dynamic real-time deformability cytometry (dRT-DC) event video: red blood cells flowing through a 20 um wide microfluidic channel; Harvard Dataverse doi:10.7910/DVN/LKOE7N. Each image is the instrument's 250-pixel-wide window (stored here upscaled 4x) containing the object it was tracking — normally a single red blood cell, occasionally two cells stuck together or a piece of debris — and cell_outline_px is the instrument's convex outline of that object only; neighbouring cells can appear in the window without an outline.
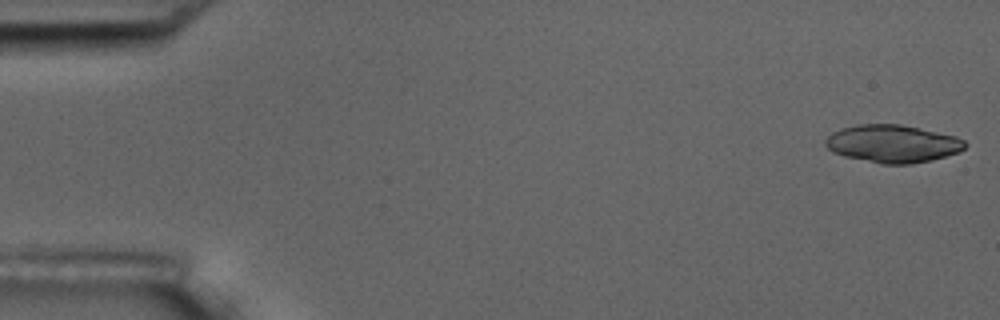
{"species": "common noctule bat (a hibernating species)", "species_latin": "Nyctalus noctula", "temperature_condition": "room temperature", "stored_images_in_passage": 6, "camera_frame_rate_fps": 3000, "um_per_image_px": 0.085, "animal": {"sex": "male", "body_mass_g": 17.5, "forearm_length_mm": 52.3}, "frame": {"image": 1, "passage_image": 1, "time_ms": 0.0, "image_size_px": [1000, 320], "cell_outline_px": [[968, 144], [960, 152], [932, 160], [912, 164], [880, 164], [844, 156], [832, 152], [824, 144], [824, 140], [832, 132], [840, 128], [856, 124], [900, 124], [920, 128], [956, 136], [964, 140]], "centroid_in_image_um": [75.86, 12.21], "position_along_channel_um": 9.1, "area_um2": 30.98}}